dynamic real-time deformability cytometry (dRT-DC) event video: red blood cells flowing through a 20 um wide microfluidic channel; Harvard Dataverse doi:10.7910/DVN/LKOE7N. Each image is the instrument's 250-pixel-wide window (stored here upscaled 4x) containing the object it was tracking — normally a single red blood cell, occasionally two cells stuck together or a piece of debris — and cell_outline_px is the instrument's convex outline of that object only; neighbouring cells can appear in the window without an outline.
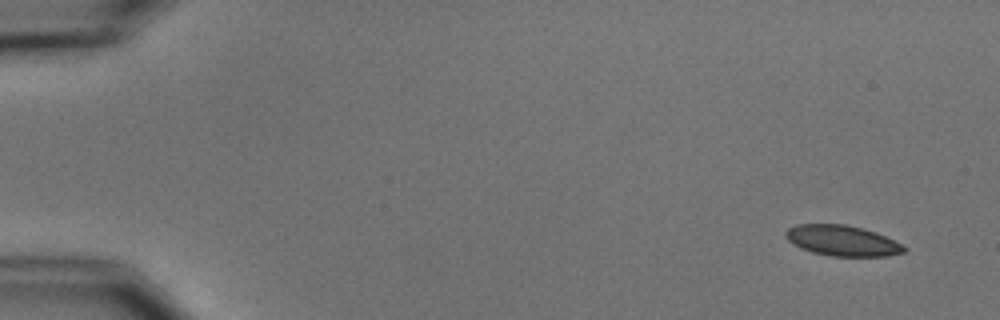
{"species": "common noctule bat (a hibernating species)", "species_latin": "Nyctalus noctula", "temperature_condition": "cold", "stored_images_in_passage": 10, "camera_frame_rate_fps": 3000, "um_per_image_px": 0.085, "animal": {"sex": "male", "body_mass_g": 15.6}, "frame": {"image": 1, "passage_image": 1, "time_ms": 0.0, "image_size_px": [1000, 320], "cell_outline_px": [[908, 248], [904, 252], [888, 256], [828, 256], [812, 252], [800, 248], [792, 244], [784, 236], [784, 232], [788, 228], [796, 224], [844, 224], [876, 232]], "centroid_in_image_um": [71.54, 20.46], "position_along_channel_um": 13.5, "area_um2": 21.1}}
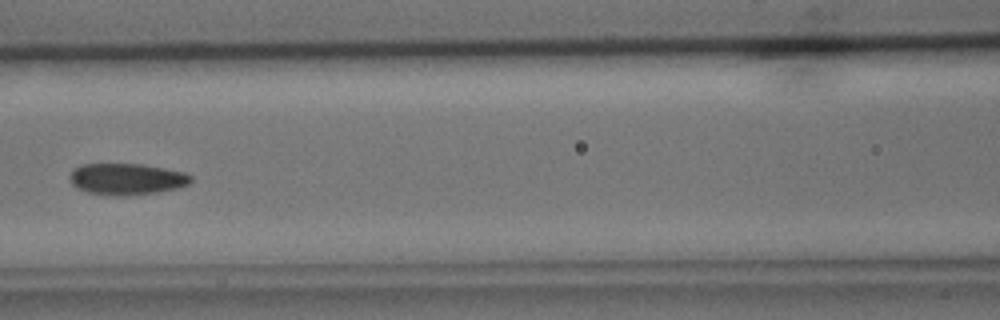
{"frame": {"image": 2, "passage_image": 7, "time_ms": 7.333, "image_size_px": [1000, 320], "cell_outline_px": [[192, 180], [188, 184], [176, 188], [156, 192], [124, 196], [112, 196], [88, 192], [76, 188], [72, 184], [68, 176], [72, 168], [80, 164], [144, 164], [184, 172], [192, 176]], "centroid_in_image_um": [10.71, 15.21], "position_along_channel_um": 155.9, "area_um2": 22.37}}
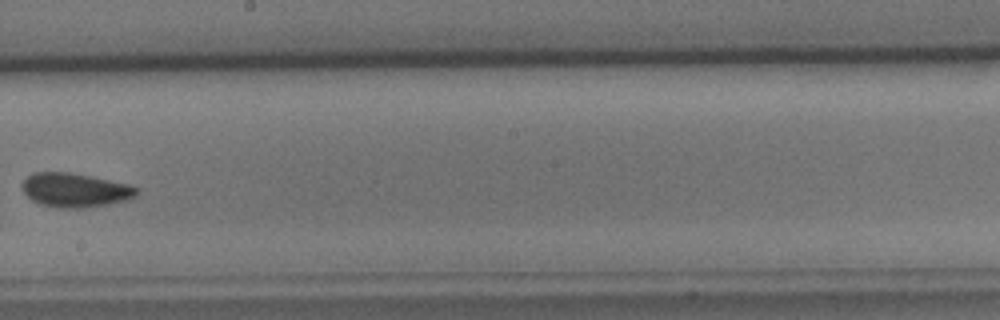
{"frame": {"image": 3, "passage_image": 9, "time_ms": 9.667, "image_size_px": [1000, 320], "cell_outline_px": [[140, 192], [136, 196], [128, 200], [108, 204], [84, 208], [56, 208], [40, 204], [32, 200], [24, 192], [20, 184], [28, 176], [36, 172], [68, 172], [128, 184], [140, 188]], "centroid_in_image_um": [6.4, 16.17], "position_along_channel_um": 241.8, "area_um2": 22.77}}